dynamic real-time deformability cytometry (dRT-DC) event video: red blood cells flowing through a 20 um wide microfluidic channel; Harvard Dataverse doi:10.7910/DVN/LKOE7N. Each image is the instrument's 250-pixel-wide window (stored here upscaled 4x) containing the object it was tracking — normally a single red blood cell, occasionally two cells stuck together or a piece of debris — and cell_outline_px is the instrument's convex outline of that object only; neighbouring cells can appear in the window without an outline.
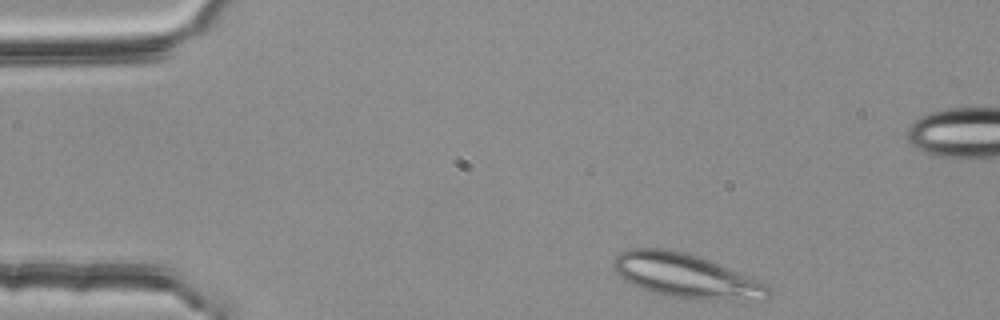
{"species": "common noctule bat (a hibernating species)", "species_latin": "Nyctalus noctula", "temperature_condition": "room temperature", "stored_images_in_passage": 41, "camera_frame_rate_fps": 3000, "um_per_image_px": 0.085, "animal": {"sex": "female", "body_mass_g": 25.1}, "frame": {"image": 1, "passage_image": 1, "time_ms": 0.0, "image_size_px": [1000, 320], "cell_outline_px": [[772, 292], [768, 300], [732, 300], [672, 296], [652, 292], [632, 284], [624, 280], [612, 268], [612, 260], [620, 252], [628, 248], [660, 248], [684, 252], [700, 256], [768, 284], [772, 288]], "centroid_in_image_um": [58.33, 23.43], "position_along_channel_um": 26.7, "area_um2": 39.71}}
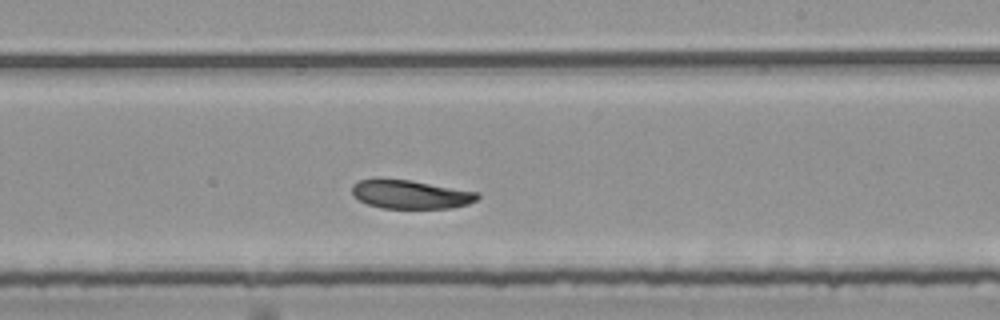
{"frame": {"image": 2, "passage_image": 25, "time_ms": 8.0, "image_size_px": [1000, 320], "cell_outline_px": [[480, 196], [476, 200], [468, 204], [452, 208], [384, 208], [368, 204], [352, 196], [352, 184], [360, 180], [412, 180], [480, 192]], "centroid_in_image_um": [34.95, 16.53], "position_along_channel_um": 254.0, "area_um2": 20.81}}
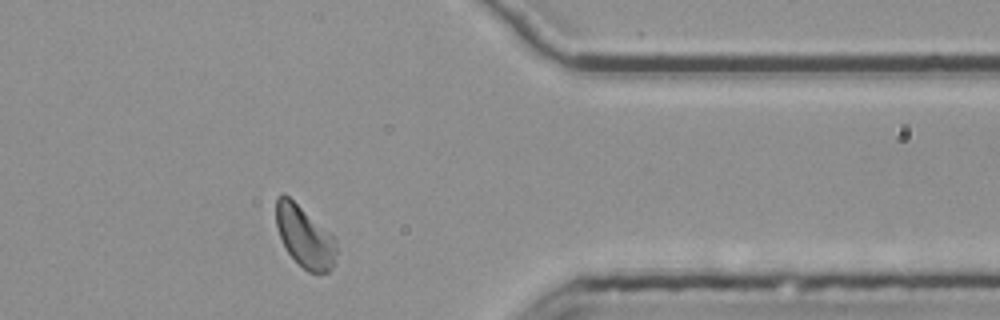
{"frame": {"image": 3, "passage_image": 37, "time_ms": 12.0, "image_size_px": [1000, 320], "cell_outline_px": [[336, 264], [328, 272], [308, 272], [288, 252], [280, 236], [276, 224], [276, 196], [284, 192], [332, 236], [336, 240]], "centroid_in_image_um": [25.89, 20.12], "position_along_channel_um": 385.5, "area_um2": 21.1}, "authors_computed_cell_mechanics": {"area_um2": 22.1952, "velocity_mm_per_s": 3.7196, "shape_relaxation_time_tau1_ms": 7.3055, "shape_relaxation_time_tau2_ms": 3.3922, "deformation_change_tau1": 0.1686, "deformation_change_tau2": 0.0677}}